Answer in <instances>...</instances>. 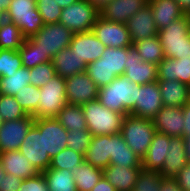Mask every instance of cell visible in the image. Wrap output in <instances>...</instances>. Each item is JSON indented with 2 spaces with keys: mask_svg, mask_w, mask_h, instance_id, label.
Wrapping results in <instances>:
<instances>
[{
  "mask_svg": "<svg viewBox=\"0 0 190 191\" xmlns=\"http://www.w3.org/2000/svg\"><path fill=\"white\" fill-rule=\"evenodd\" d=\"M136 96L137 84L125 76H118L110 84L99 89L97 99L104 107L127 115L136 104Z\"/></svg>",
  "mask_w": 190,
  "mask_h": 191,
  "instance_id": "6da1fadb",
  "label": "cell"
},
{
  "mask_svg": "<svg viewBox=\"0 0 190 191\" xmlns=\"http://www.w3.org/2000/svg\"><path fill=\"white\" fill-rule=\"evenodd\" d=\"M165 58L190 59V22L187 15L158 32Z\"/></svg>",
  "mask_w": 190,
  "mask_h": 191,
  "instance_id": "7a4b0ae2",
  "label": "cell"
},
{
  "mask_svg": "<svg viewBox=\"0 0 190 191\" xmlns=\"http://www.w3.org/2000/svg\"><path fill=\"white\" fill-rule=\"evenodd\" d=\"M86 124L92 136L120 133L125 114L104 107L98 99L81 106Z\"/></svg>",
  "mask_w": 190,
  "mask_h": 191,
  "instance_id": "3957f363",
  "label": "cell"
},
{
  "mask_svg": "<svg viewBox=\"0 0 190 191\" xmlns=\"http://www.w3.org/2000/svg\"><path fill=\"white\" fill-rule=\"evenodd\" d=\"M120 133L127 146L142 159L151 145L156 130L151 119L127 114Z\"/></svg>",
  "mask_w": 190,
  "mask_h": 191,
  "instance_id": "277c9868",
  "label": "cell"
},
{
  "mask_svg": "<svg viewBox=\"0 0 190 191\" xmlns=\"http://www.w3.org/2000/svg\"><path fill=\"white\" fill-rule=\"evenodd\" d=\"M40 89V99L34 118H55V116L68 104L66 99L65 79L55 75Z\"/></svg>",
  "mask_w": 190,
  "mask_h": 191,
  "instance_id": "5b68a950",
  "label": "cell"
},
{
  "mask_svg": "<svg viewBox=\"0 0 190 191\" xmlns=\"http://www.w3.org/2000/svg\"><path fill=\"white\" fill-rule=\"evenodd\" d=\"M6 20L17 25L25 38H30L45 25L36 2L30 0H11Z\"/></svg>",
  "mask_w": 190,
  "mask_h": 191,
  "instance_id": "8992f818",
  "label": "cell"
},
{
  "mask_svg": "<svg viewBox=\"0 0 190 191\" xmlns=\"http://www.w3.org/2000/svg\"><path fill=\"white\" fill-rule=\"evenodd\" d=\"M100 11L89 0H78L62 8L59 23L73 34L92 31Z\"/></svg>",
  "mask_w": 190,
  "mask_h": 191,
  "instance_id": "52a82bcc",
  "label": "cell"
},
{
  "mask_svg": "<svg viewBox=\"0 0 190 191\" xmlns=\"http://www.w3.org/2000/svg\"><path fill=\"white\" fill-rule=\"evenodd\" d=\"M73 33L60 23L46 24L29 39L39 46L43 55L51 59L62 49L69 47Z\"/></svg>",
  "mask_w": 190,
  "mask_h": 191,
  "instance_id": "ba28073f",
  "label": "cell"
},
{
  "mask_svg": "<svg viewBox=\"0 0 190 191\" xmlns=\"http://www.w3.org/2000/svg\"><path fill=\"white\" fill-rule=\"evenodd\" d=\"M92 32L106 47L121 48L133 46L130 33L124 23L109 21L99 15L93 25Z\"/></svg>",
  "mask_w": 190,
  "mask_h": 191,
  "instance_id": "9c48e42d",
  "label": "cell"
},
{
  "mask_svg": "<svg viewBox=\"0 0 190 191\" xmlns=\"http://www.w3.org/2000/svg\"><path fill=\"white\" fill-rule=\"evenodd\" d=\"M136 104L129 114L146 119H153L164 106L158 81L137 84Z\"/></svg>",
  "mask_w": 190,
  "mask_h": 191,
  "instance_id": "30bf717a",
  "label": "cell"
},
{
  "mask_svg": "<svg viewBox=\"0 0 190 191\" xmlns=\"http://www.w3.org/2000/svg\"><path fill=\"white\" fill-rule=\"evenodd\" d=\"M34 125L43 133L44 150L50 158L67 148V129L56 118H35Z\"/></svg>",
  "mask_w": 190,
  "mask_h": 191,
  "instance_id": "8fae6325",
  "label": "cell"
},
{
  "mask_svg": "<svg viewBox=\"0 0 190 191\" xmlns=\"http://www.w3.org/2000/svg\"><path fill=\"white\" fill-rule=\"evenodd\" d=\"M34 122L35 118L32 115L17 120L3 121L0 126V153L19 150Z\"/></svg>",
  "mask_w": 190,
  "mask_h": 191,
  "instance_id": "7c38bea8",
  "label": "cell"
},
{
  "mask_svg": "<svg viewBox=\"0 0 190 191\" xmlns=\"http://www.w3.org/2000/svg\"><path fill=\"white\" fill-rule=\"evenodd\" d=\"M65 86L68 104L80 106L97 99L100 89L86 72L66 78Z\"/></svg>",
  "mask_w": 190,
  "mask_h": 191,
  "instance_id": "4fadbf2b",
  "label": "cell"
},
{
  "mask_svg": "<svg viewBox=\"0 0 190 191\" xmlns=\"http://www.w3.org/2000/svg\"><path fill=\"white\" fill-rule=\"evenodd\" d=\"M27 160L41 173L51 165V158L44 150L43 133L33 124L19 148Z\"/></svg>",
  "mask_w": 190,
  "mask_h": 191,
  "instance_id": "5bb4252c",
  "label": "cell"
},
{
  "mask_svg": "<svg viewBox=\"0 0 190 191\" xmlns=\"http://www.w3.org/2000/svg\"><path fill=\"white\" fill-rule=\"evenodd\" d=\"M127 63L123 76L135 84L143 85L158 80L157 65L144 62L134 46L126 47Z\"/></svg>",
  "mask_w": 190,
  "mask_h": 191,
  "instance_id": "9a60e30c",
  "label": "cell"
},
{
  "mask_svg": "<svg viewBox=\"0 0 190 191\" xmlns=\"http://www.w3.org/2000/svg\"><path fill=\"white\" fill-rule=\"evenodd\" d=\"M69 48L88 65L101 58L106 46L89 31L73 34Z\"/></svg>",
  "mask_w": 190,
  "mask_h": 191,
  "instance_id": "2e32d148",
  "label": "cell"
},
{
  "mask_svg": "<svg viewBox=\"0 0 190 191\" xmlns=\"http://www.w3.org/2000/svg\"><path fill=\"white\" fill-rule=\"evenodd\" d=\"M152 121L156 132L183 138V107L163 106Z\"/></svg>",
  "mask_w": 190,
  "mask_h": 191,
  "instance_id": "e0dca14e",
  "label": "cell"
},
{
  "mask_svg": "<svg viewBox=\"0 0 190 191\" xmlns=\"http://www.w3.org/2000/svg\"><path fill=\"white\" fill-rule=\"evenodd\" d=\"M126 26L130 33L132 43L158 36L159 32L149 4L129 18Z\"/></svg>",
  "mask_w": 190,
  "mask_h": 191,
  "instance_id": "ac0fdd59",
  "label": "cell"
},
{
  "mask_svg": "<svg viewBox=\"0 0 190 191\" xmlns=\"http://www.w3.org/2000/svg\"><path fill=\"white\" fill-rule=\"evenodd\" d=\"M146 5L147 0H112L99 11L100 16L109 21L126 24L129 18Z\"/></svg>",
  "mask_w": 190,
  "mask_h": 191,
  "instance_id": "d6986e66",
  "label": "cell"
},
{
  "mask_svg": "<svg viewBox=\"0 0 190 191\" xmlns=\"http://www.w3.org/2000/svg\"><path fill=\"white\" fill-rule=\"evenodd\" d=\"M112 154V134L92 136L89 147L84 154V160L90 165L105 169L110 165Z\"/></svg>",
  "mask_w": 190,
  "mask_h": 191,
  "instance_id": "ffe728a7",
  "label": "cell"
},
{
  "mask_svg": "<svg viewBox=\"0 0 190 191\" xmlns=\"http://www.w3.org/2000/svg\"><path fill=\"white\" fill-rule=\"evenodd\" d=\"M0 161L6 174L22 180L35 177L40 173L19 150L0 153Z\"/></svg>",
  "mask_w": 190,
  "mask_h": 191,
  "instance_id": "44dd1931",
  "label": "cell"
},
{
  "mask_svg": "<svg viewBox=\"0 0 190 191\" xmlns=\"http://www.w3.org/2000/svg\"><path fill=\"white\" fill-rule=\"evenodd\" d=\"M171 136L156 132L142 160V169L160 172L168 152Z\"/></svg>",
  "mask_w": 190,
  "mask_h": 191,
  "instance_id": "7402d4cb",
  "label": "cell"
},
{
  "mask_svg": "<svg viewBox=\"0 0 190 191\" xmlns=\"http://www.w3.org/2000/svg\"><path fill=\"white\" fill-rule=\"evenodd\" d=\"M142 167H120L118 165H109L103 169V176L115 187L116 191H133L138 174Z\"/></svg>",
  "mask_w": 190,
  "mask_h": 191,
  "instance_id": "603a6c76",
  "label": "cell"
},
{
  "mask_svg": "<svg viewBox=\"0 0 190 191\" xmlns=\"http://www.w3.org/2000/svg\"><path fill=\"white\" fill-rule=\"evenodd\" d=\"M157 81L164 106L183 107L190 102V90L187 84L179 80L158 79Z\"/></svg>",
  "mask_w": 190,
  "mask_h": 191,
  "instance_id": "cb8c5ba5",
  "label": "cell"
},
{
  "mask_svg": "<svg viewBox=\"0 0 190 191\" xmlns=\"http://www.w3.org/2000/svg\"><path fill=\"white\" fill-rule=\"evenodd\" d=\"M167 157L164 160L163 167L159 172L162 177L174 176L187 163L185 145L182 137H171L168 144Z\"/></svg>",
  "mask_w": 190,
  "mask_h": 191,
  "instance_id": "d4e9b609",
  "label": "cell"
},
{
  "mask_svg": "<svg viewBox=\"0 0 190 191\" xmlns=\"http://www.w3.org/2000/svg\"><path fill=\"white\" fill-rule=\"evenodd\" d=\"M148 4L152 9L154 22L159 31L186 15L175 0H153Z\"/></svg>",
  "mask_w": 190,
  "mask_h": 191,
  "instance_id": "484cf974",
  "label": "cell"
},
{
  "mask_svg": "<svg viewBox=\"0 0 190 191\" xmlns=\"http://www.w3.org/2000/svg\"><path fill=\"white\" fill-rule=\"evenodd\" d=\"M158 79L179 80L190 85V59L164 58L157 65Z\"/></svg>",
  "mask_w": 190,
  "mask_h": 191,
  "instance_id": "4316f807",
  "label": "cell"
},
{
  "mask_svg": "<svg viewBox=\"0 0 190 191\" xmlns=\"http://www.w3.org/2000/svg\"><path fill=\"white\" fill-rule=\"evenodd\" d=\"M52 64L55 68L56 75L66 79L75 74H80L86 71V64L82 59H79L75 52L69 47L59 51L53 58Z\"/></svg>",
  "mask_w": 190,
  "mask_h": 191,
  "instance_id": "83f0119b",
  "label": "cell"
},
{
  "mask_svg": "<svg viewBox=\"0 0 190 191\" xmlns=\"http://www.w3.org/2000/svg\"><path fill=\"white\" fill-rule=\"evenodd\" d=\"M111 165L123 167H142L141 158L136 155L126 144L121 133L112 134Z\"/></svg>",
  "mask_w": 190,
  "mask_h": 191,
  "instance_id": "f1b7e54d",
  "label": "cell"
},
{
  "mask_svg": "<svg viewBox=\"0 0 190 191\" xmlns=\"http://www.w3.org/2000/svg\"><path fill=\"white\" fill-rule=\"evenodd\" d=\"M72 174L78 191H91L103 177V169L94 167L84 160Z\"/></svg>",
  "mask_w": 190,
  "mask_h": 191,
  "instance_id": "f546056e",
  "label": "cell"
},
{
  "mask_svg": "<svg viewBox=\"0 0 190 191\" xmlns=\"http://www.w3.org/2000/svg\"><path fill=\"white\" fill-rule=\"evenodd\" d=\"M55 118L65 129H67L68 132L88 129L80 105H65Z\"/></svg>",
  "mask_w": 190,
  "mask_h": 191,
  "instance_id": "4dcf8cb0",
  "label": "cell"
},
{
  "mask_svg": "<svg viewBox=\"0 0 190 191\" xmlns=\"http://www.w3.org/2000/svg\"><path fill=\"white\" fill-rule=\"evenodd\" d=\"M47 182L49 191H78L71 171L50 169L41 172Z\"/></svg>",
  "mask_w": 190,
  "mask_h": 191,
  "instance_id": "1f68e13d",
  "label": "cell"
},
{
  "mask_svg": "<svg viewBox=\"0 0 190 191\" xmlns=\"http://www.w3.org/2000/svg\"><path fill=\"white\" fill-rule=\"evenodd\" d=\"M30 84V69L21 67L12 74L0 78V94L14 96L26 85Z\"/></svg>",
  "mask_w": 190,
  "mask_h": 191,
  "instance_id": "d6a6232c",
  "label": "cell"
},
{
  "mask_svg": "<svg viewBox=\"0 0 190 191\" xmlns=\"http://www.w3.org/2000/svg\"><path fill=\"white\" fill-rule=\"evenodd\" d=\"M133 46L144 62L158 65L165 58L158 36L136 41Z\"/></svg>",
  "mask_w": 190,
  "mask_h": 191,
  "instance_id": "836d02e7",
  "label": "cell"
},
{
  "mask_svg": "<svg viewBox=\"0 0 190 191\" xmlns=\"http://www.w3.org/2000/svg\"><path fill=\"white\" fill-rule=\"evenodd\" d=\"M26 38L20 28L8 20L0 21V49L18 50Z\"/></svg>",
  "mask_w": 190,
  "mask_h": 191,
  "instance_id": "e575fe53",
  "label": "cell"
},
{
  "mask_svg": "<svg viewBox=\"0 0 190 191\" xmlns=\"http://www.w3.org/2000/svg\"><path fill=\"white\" fill-rule=\"evenodd\" d=\"M18 53L25 68H33L41 63L52 61L49 55H43L39 46L34 44L29 38H26L23 45L18 49Z\"/></svg>",
  "mask_w": 190,
  "mask_h": 191,
  "instance_id": "d590c367",
  "label": "cell"
},
{
  "mask_svg": "<svg viewBox=\"0 0 190 191\" xmlns=\"http://www.w3.org/2000/svg\"><path fill=\"white\" fill-rule=\"evenodd\" d=\"M102 62L114 72L116 76H123L125 65L127 63L126 47L110 48L106 47L101 56Z\"/></svg>",
  "mask_w": 190,
  "mask_h": 191,
  "instance_id": "8d00e7d4",
  "label": "cell"
},
{
  "mask_svg": "<svg viewBox=\"0 0 190 191\" xmlns=\"http://www.w3.org/2000/svg\"><path fill=\"white\" fill-rule=\"evenodd\" d=\"M83 162V154L75 152L73 149L65 148L51 158V165L49 168L59 170L66 169L72 172Z\"/></svg>",
  "mask_w": 190,
  "mask_h": 191,
  "instance_id": "74e56055",
  "label": "cell"
},
{
  "mask_svg": "<svg viewBox=\"0 0 190 191\" xmlns=\"http://www.w3.org/2000/svg\"><path fill=\"white\" fill-rule=\"evenodd\" d=\"M85 72L99 88L110 84L117 77L116 74L111 72L104 62H102L101 58L89 63L86 66Z\"/></svg>",
  "mask_w": 190,
  "mask_h": 191,
  "instance_id": "f35d334b",
  "label": "cell"
},
{
  "mask_svg": "<svg viewBox=\"0 0 190 191\" xmlns=\"http://www.w3.org/2000/svg\"><path fill=\"white\" fill-rule=\"evenodd\" d=\"M40 89L34 85H26L14 97L28 115H33L37 111L40 99Z\"/></svg>",
  "mask_w": 190,
  "mask_h": 191,
  "instance_id": "ab89813d",
  "label": "cell"
},
{
  "mask_svg": "<svg viewBox=\"0 0 190 191\" xmlns=\"http://www.w3.org/2000/svg\"><path fill=\"white\" fill-rule=\"evenodd\" d=\"M0 115L3 121L17 120L28 116L14 96L1 94Z\"/></svg>",
  "mask_w": 190,
  "mask_h": 191,
  "instance_id": "60d3db41",
  "label": "cell"
},
{
  "mask_svg": "<svg viewBox=\"0 0 190 191\" xmlns=\"http://www.w3.org/2000/svg\"><path fill=\"white\" fill-rule=\"evenodd\" d=\"M23 67L18 50L0 49V78Z\"/></svg>",
  "mask_w": 190,
  "mask_h": 191,
  "instance_id": "b9f144b4",
  "label": "cell"
},
{
  "mask_svg": "<svg viewBox=\"0 0 190 191\" xmlns=\"http://www.w3.org/2000/svg\"><path fill=\"white\" fill-rule=\"evenodd\" d=\"M162 175L157 171L142 169L138 174L133 191H159Z\"/></svg>",
  "mask_w": 190,
  "mask_h": 191,
  "instance_id": "7bdbcfd3",
  "label": "cell"
},
{
  "mask_svg": "<svg viewBox=\"0 0 190 191\" xmlns=\"http://www.w3.org/2000/svg\"><path fill=\"white\" fill-rule=\"evenodd\" d=\"M55 75L56 72L52 61L41 63L33 68H30V84L40 88Z\"/></svg>",
  "mask_w": 190,
  "mask_h": 191,
  "instance_id": "ee69618b",
  "label": "cell"
},
{
  "mask_svg": "<svg viewBox=\"0 0 190 191\" xmlns=\"http://www.w3.org/2000/svg\"><path fill=\"white\" fill-rule=\"evenodd\" d=\"M36 7L45 25L59 23L62 8L55 0H36Z\"/></svg>",
  "mask_w": 190,
  "mask_h": 191,
  "instance_id": "f6af8a7d",
  "label": "cell"
},
{
  "mask_svg": "<svg viewBox=\"0 0 190 191\" xmlns=\"http://www.w3.org/2000/svg\"><path fill=\"white\" fill-rule=\"evenodd\" d=\"M92 134L88 129L71 131L67 133V148L85 154L90 145Z\"/></svg>",
  "mask_w": 190,
  "mask_h": 191,
  "instance_id": "bcb514c9",
  "label": "cell"
},
{
  "mask_svg": "<svg viewBox=\"0 0 190 191\" xmlns=\"http://www.w3.org/2000/svg\"><path fill=\"white\" fill-rule=\"evenodd\" d=\"M18 191H49L46 179L42 173L32 178L22 180Z\"/></svg>",
  "mask_w": 190,
  "mask_h": 191,
  "instance_id": "7dc6e473",
  "label": "cell"
},
{
  "mask_svg": "<svg viewBox=\"0 0 190 191\" xmlns=\"http://www.w3.org/2000/svg\"><path fill=\"white\" fill-rule=\"evenodd\" d=\"M183 191H190V163H186L174 176Z\"/></svg>",
  "mask_w": 190,
  "mask_h": 191,
  "instance_id": "c3c4849f",
  "label": "cell"
},
{
  "mask_svg": "<svg viewBox=\"0 0 190 191\" xmlns=\"http://www.w3.org/2000/svg\"><path fill=\"white\" fill-rule=\"evenodd\" d=\"M21 183V178L5 173V176L0 182V191H18Z\"/></svg>",
  "mask_w": 190,
  "mask_h": 191,
  "instance_id": "681fc988",
  "label": "cell"
},
{
  "mask_svg": "<svg viewBox=\"0 0 190 191\" xmlns=\"http://www.w3.org/2000/svg\"><path fill=\"white\" fill-rule=\"evenodd\" d=\"M159 191H183L178 182L171 177H162Z\"/></svg>",
  "mask_w": 190,
  "mask_h": 191,
  "instance_id": "f907efd6",
  "label": "cell"
},
{
  "mask_svg": "<svg viewBox=\"0 0 190 191\" xmlns=\"http://www.w3.org/2000/svg\"><path fill=\"white\" fill-rule=\"evenodd\" d=\"M183 118H184V127H183V137L190 135V102L183 106Z\"/></svg>",
  "mask_w": 190,
  "mask_h": 191,
  "instance_id": "816d5d0a",
  "label": "cell"
},
{
  "mask_svg": "<svg viewBox=\"0 0 190 191\" xmlns=\"http://www.w3.org/2000/svg\"><path fill=\"white\" fill-rule=\"evenodd\" d=\"M91 191H116L115 187L112 186L108 180L103 176Z\"/></svg>",
  "mask_w": 190,
  "mask_h": 191,
  "instance_id": "f5cc1de1",
  "label": "cell"
},
{
  "mask_svg": "<svg viewBox=\"0 0 190 191\" xmlns=\"http://www.w3.org/2000/svg\"><path fill=\"white\" fill-rule=\"evenodd\" d=\"M11 0H0V21L6 19V10L9 8Z\"/></svg>",
  "mask_w": 190,
  "mask_h": 191,
  "instance_id": "db71d44e",
  "label": "cell"
},
{
  "mask_svg": "<svg viewBox=\"0 0 190 191\" xmlns=\"http://www.w3.org/2000/svg\"><path fill=\"white\" fill-rule=\"evenodd\" d=\"M180 8L182 9V11L187 14L190 11V0H175Z\"/></svg>",
  "mask_w": 190,
  "mask_h": 191,
  "instance_id": "11a10c76",
  "label": "cell"
},
{
  "mask_svg": "<svg viewBox=\"0 0 190 191\" xmlns=\"http://www.w3.org/2000/svg\"><path fill=\"white\" fill-rule=\"evenodd\" d=\"M183 141H184V145H185L187 163H190V135L187 137H183Z\"/></svg>",
  "mask_w": 190,
  "mask_h": 191,
  "instance_id": "9f6ffc18",
  "label": "cell"
},
{
  "mask_svg": "<svg viewBox=\"0 0 190 191\" xmlns=\"http://www.w3.org/2000/svg\"><path fill=\"white\" fill-rule=\"evenodd\" d=\"M98 10H101L106 4L112 0H89Z\"/></svg>",
  "mask_w": 190,
  "mask_h": 191,
  "instance_id": "6f0895ef",
  "label": "cell"
},
{
  "mask_svg": "<svg viewBox=\"0 0 190 191\" xmlns=\"http://www.w3.org/2000/svg\"><path fill=\"white\" fill-rule=\"evenodd\" d=\"M61 8H65L69 5L76 3L78 0H55Z\"/></svg>",
  "mask_w": 190,
  "mask_h": 191,
  "instance_id": "680465c9",
  "label": "cell"
},
{
  "mask_svg": "<svg viewBox=\"0 0 190 191\" xmlns=\"http://www.w3.org/2000/svg\"><path fill=\"white\" fill-rule=\"evenodd\" d=\"M5 176V172H4V169H3V165L0 161V182L2 181V178Z\"/></svg>",
  "mask_w": 190,
  "mask_h": 191,
  "instance_id": "91938a15",
  "label": "cell"
},
{
  "mask_svg": "<svg viewBox=\"0 0 190 191\" xmlns=\"http://www.w3.org/2000/svg\"><path fill=\"white\" fill-rule=\"evenodd\" d=\"M3 124V120L1 118V115H0V126Z\"/></svg>",
  "mask_w": 190,
  "mask_h": 191,
  "instance_id": "94428289",
  "label": "cell"
},
{
  "mask_svg": "<svg viewBox=\"0 0 190 191\" xmlns=\"http://www.w3.org/2000/svg\"><path fill=\"white\" fill-rule=\"evenodd\" d=\"M186 15L188 16L190 22V11Z\"/></svg>",
  "mask_w": 190,
  "mask_h": 191,
  "instance_id": "6125c7cd",
  "label": "cell"
}]
</instances>
